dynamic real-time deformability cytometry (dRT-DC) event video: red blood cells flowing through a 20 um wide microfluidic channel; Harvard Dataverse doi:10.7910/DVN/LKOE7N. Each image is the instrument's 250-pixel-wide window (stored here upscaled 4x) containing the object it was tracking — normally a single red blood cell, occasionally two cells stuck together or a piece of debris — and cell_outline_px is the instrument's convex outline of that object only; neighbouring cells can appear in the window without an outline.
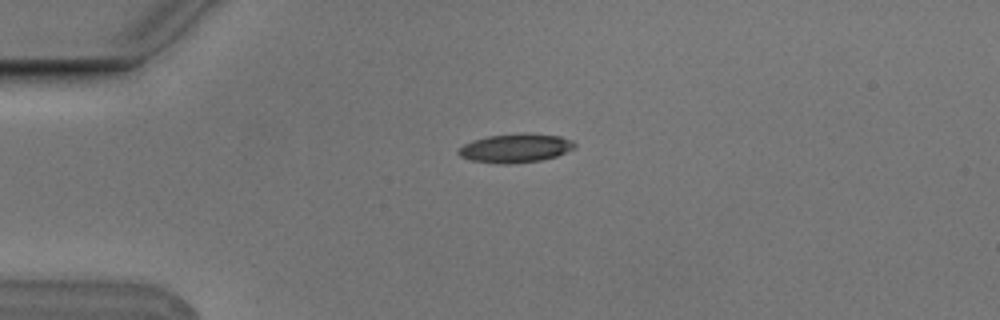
{"species": "Egyptian fruit bat (a non-hibernating species)", "species_latin": "Rousettus aegyptiacus", "temperature_condition": "cold", "stored_images_in_passage": 1, "camera_frame_rate_fps": 3000, "um_per_image_px": 0.085, "animal": {"sex": "male"}, "frame": {"image": 1, "passage_image": 1, "time_ms": 0.0, "image_size_px": [1000, 320], "cell_outline_px": [[576, 148], [556, 156], [540, 160], [508, 164], [500, 164], [472, 160], [460, 156], [456, 152], [464, 144], [472, 140], [488, 136], [520, 132], [524, 132], [560, 136], [572, 140], [576, 144]], "centroid_in_image_um": [43.83, 12.57], "position_along_channel_um": 41.2, "area_um2": 19.65}}